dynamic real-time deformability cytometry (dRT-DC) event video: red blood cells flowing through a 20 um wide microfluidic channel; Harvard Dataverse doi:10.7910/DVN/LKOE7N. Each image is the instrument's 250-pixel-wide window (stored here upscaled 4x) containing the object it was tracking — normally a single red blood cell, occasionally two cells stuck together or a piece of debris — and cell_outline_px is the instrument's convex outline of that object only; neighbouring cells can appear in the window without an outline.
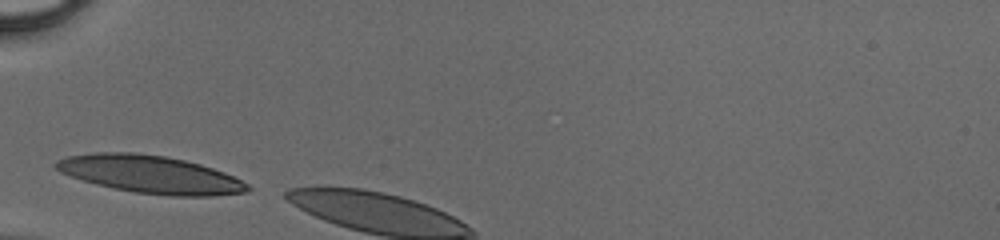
{"species": "human", "species_latin": "Homo sapiens", "temperature_condition": "cold", "stored_images_in_passage": 3, "camera_frame_rate_fps": 3000, "um_per_image_px": 0.085, "donor": {"sex": "male"}, "frame": {"image": 1, "passage_image": 1, "time_ms": 0.0, "image_size_px": [1000, 240], "cell_outline_px": [[252, 188], [248, 192], [212, 196], [172, 196], [136, 192], [112, 188], [96, 184], [60, 172], [56, 168], [56, 160], [68, 156], [96, 152], [136, 152], [164, 156], [184, 160], [200, 164], [224, 172], [248, 184]], "centroid_in_image_um": [12.8, 14.82], "position_along_channel_um": 72.2, "area_um2": 41.85}}